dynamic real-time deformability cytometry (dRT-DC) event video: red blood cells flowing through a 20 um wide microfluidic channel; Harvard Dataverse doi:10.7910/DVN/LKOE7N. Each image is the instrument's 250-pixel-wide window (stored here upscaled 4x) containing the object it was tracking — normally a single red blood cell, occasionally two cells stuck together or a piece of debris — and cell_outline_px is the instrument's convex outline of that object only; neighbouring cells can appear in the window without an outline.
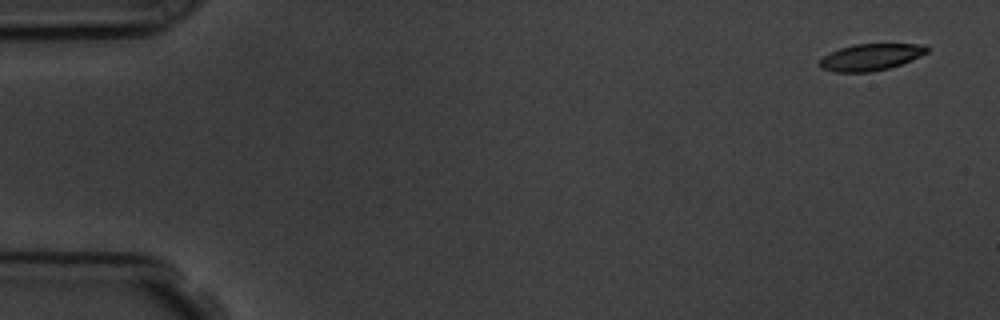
{"species": "common noctule bat (a hibernating species)", "species_latin": "Nyctalus noctula", "temperature_condition": "room temperature", "stored_images_in_passage": 4, "camera_frame_rate_fps": 3000, "um_per_image_px": 0.085, "animal": {"sex": "male", "body_mass_g": 19.5, "forearm_length_mm": 54.6}, "frame": {"image": 1, "passage_image": 1, "time_ms": 0.0, "image_size_px": [1000, 320], "cell_outline_px": [[928, 52], [900, 64], [888, 68], [872, 72], [832, 72], [820, 68], [820, 60], [824, 56], [840, 48], [856, 44], [924, 44], [928, 48]], "centroid_in_image_um": [73.99, 4.86], "position_along_channel_um": 11.0, "area_um2": 16.47}}
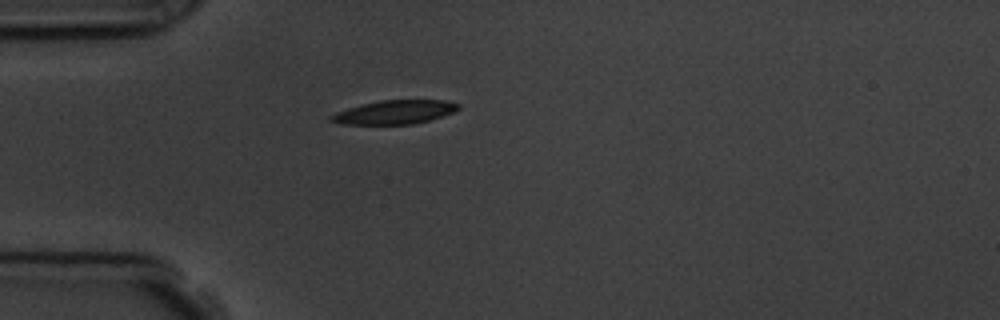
{"frame": {"image": 2, "passage_image": 4, "time_ms": 4.333, "image_size_px": [1000, 320], "cell_outline_px": [[460, 108], [452, 112], [428, 120], [412, 124], [340, 124], [328, 120], [328, 116], [336, 112], [348, 108], [380, 100], [444, 100], [460, 104]], "centroid_in_image_um": [33.5, 9.53], "position_along_channel_um": 51.5, "area_um2": 17.46}}